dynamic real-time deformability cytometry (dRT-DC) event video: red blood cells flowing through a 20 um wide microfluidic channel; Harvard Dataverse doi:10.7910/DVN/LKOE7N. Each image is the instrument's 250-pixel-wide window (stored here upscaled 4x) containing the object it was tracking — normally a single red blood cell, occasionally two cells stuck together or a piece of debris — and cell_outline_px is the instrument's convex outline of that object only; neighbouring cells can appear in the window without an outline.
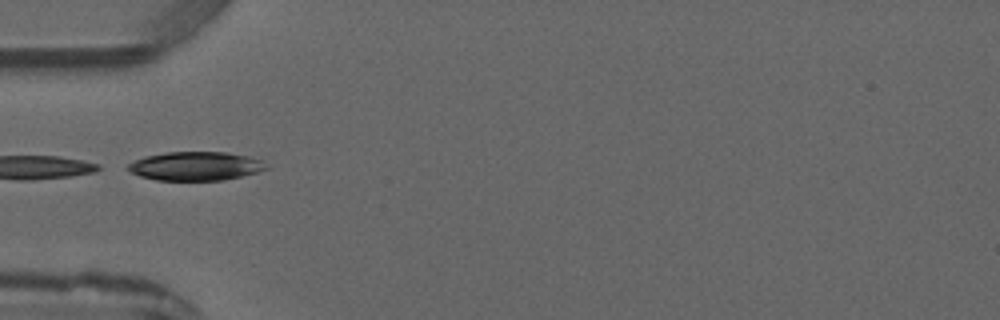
{"species": "common noctule bat (a hibernating species)", "species_latin": "Nyctalus noctula", "temperature_condition": "warm", "stored_images_in_passage": 4, "camera_frame_rate_fps": 3000, "um_per_image_px": 0.085, "animal": {"sex": "male", "forearm_length_mm": 52.5}, "frame": {"image": 1, "passage_image": 4, "time_ms": 4.333, "image_size_px": [1000, 320], "cell_outline_px": [[268, 168], [256, 172], [224, 180], [156, 180], [140, 176], [124, 168], [128, 164], [144, 156], [168, 152], [228, 152], [248, 156], [260, 160]], "centroid_in_image_um": [16.58, 14.11], "position_along_channel_um": 68.4, "area_um2": 23.0}}